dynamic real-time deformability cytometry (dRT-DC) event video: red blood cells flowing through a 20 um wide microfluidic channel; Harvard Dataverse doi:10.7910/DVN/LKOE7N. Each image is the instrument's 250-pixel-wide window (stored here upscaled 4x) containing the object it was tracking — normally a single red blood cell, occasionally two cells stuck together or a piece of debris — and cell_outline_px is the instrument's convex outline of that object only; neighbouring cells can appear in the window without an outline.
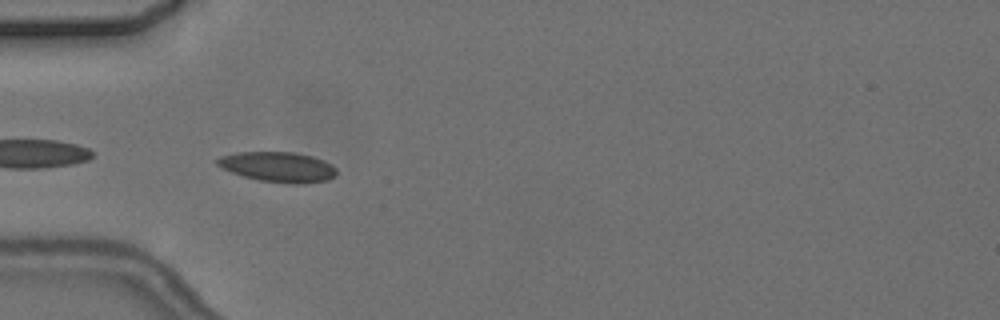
{"species": "common noctule bat (a hibernating species)", "species_latin": "Nyctalus noctula", "temperature_condition": "cold", "stored_images_in_passage": 5, "camera_frame_rate_fps": 3000, "um_per_image_px": 0.085, "animal": {"sex": "female", "body_mass_g": 24.6, "forearm_length_mm": 56.2}, "frame": {"image": 1, "passage_image": 5, "time_ms": 5.333, "image_size_px": [1000, 320], "cell_outline_px": [[336, 176], [328, 180], [300, 184], [292, 184], [260, 180], [244, 176], [232, 172], [216, 164], [216, 160], [220, 156], [236, 152], [292, 152], [312, 156], [324, 160], [332, 164], [336, 168]], "centroid_in_image_um": [23.67, 14.18], "position_along_channel_um": 61.3, "area_um2": 20.92}}